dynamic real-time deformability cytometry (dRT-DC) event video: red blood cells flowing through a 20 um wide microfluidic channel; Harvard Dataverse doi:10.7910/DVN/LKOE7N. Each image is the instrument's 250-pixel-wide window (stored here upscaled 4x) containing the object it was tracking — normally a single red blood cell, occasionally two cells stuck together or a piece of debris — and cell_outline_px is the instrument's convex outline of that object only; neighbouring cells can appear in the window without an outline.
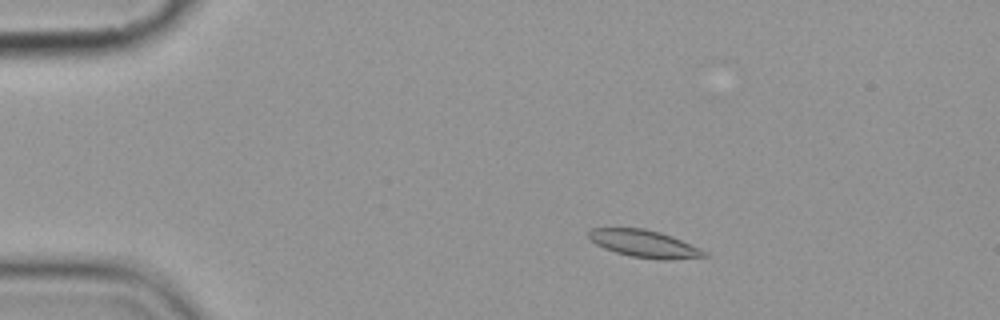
{"species": "common noctule bat (a hibernating species)", "species_latin": "Nyctalus noctula", "temperature_condition": "cold", "stored_images_in_passage": 5, "camera_frame_rate_fps": 3000, "um_per_image_px": 0.085, "animal": {"sex": "female", "body_mass_g": 19.9}, "frame": {"image": 1, "passage_image": 3, "time_ms": 2.0, "image_size_px": [1000, 320], "cell_outline_px": [[712, 256], [668, 260], [660, 260], [632, 256], [616, 252], [604, 248], [596, 244], [588, 236], [588, 232], [592, 228], [644, 228], [660, 232], [672, 236], [700, 248], [708, 252]], "centroid_in_image_um": [54.82, 20.72], "position_along_channel_um": 30.2, "area_um2": 18.44}}